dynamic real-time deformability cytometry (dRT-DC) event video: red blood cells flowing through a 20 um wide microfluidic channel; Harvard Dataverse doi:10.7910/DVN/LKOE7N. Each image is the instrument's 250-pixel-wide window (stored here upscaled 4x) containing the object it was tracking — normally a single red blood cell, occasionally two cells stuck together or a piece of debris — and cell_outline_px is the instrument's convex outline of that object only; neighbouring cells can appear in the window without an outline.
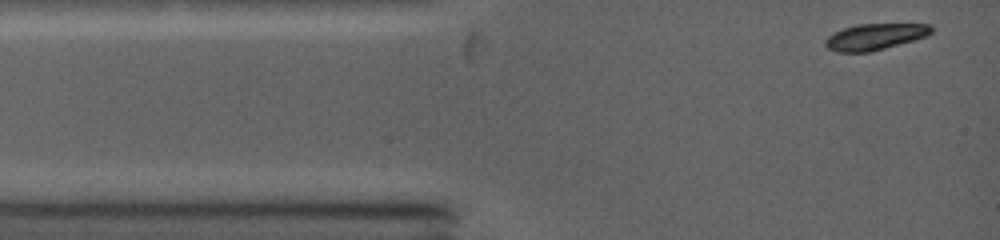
{"species": "common noctule bat (a hibernating species)", "species_latin": "Nyctalus noctula", "temperature_condition": "warm", "stored_images_in_passage": 40, "camera_frame_rate_fps": 5000, "um_per_image_px": 0.085, "animal": {"sex": "female", "body_mass_g": 19.0, "forearm_length_mm": 53.3}, "frame": {"image": 1, "passage_image": 1, "time_ms": 0.0, "image_size_px": [1000, 240], "cell_outline_px": [[932, 32], [928, 36], [872, 52], [836, 52], [828, 48], [824, 44], [824, 40], [828, 36], [844, 28], [856, 24], [932, 24]], "centroid_in_image_um": [74.38, 3.13], "position_along_channel_um": 10.6, "area_um2": 16.3}}
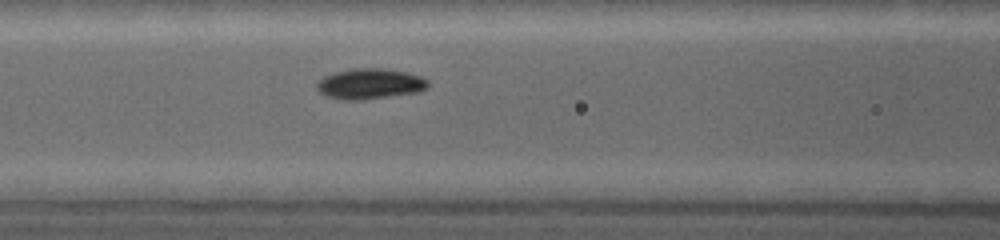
{"frame": {"image": 2, "passage_image": 16, "time_ms": 4.0, "image_size_px": [1000, 240], "cell_outline_px": [[428, 88], [420, 92], [360, 100], [344, 100], [324, 96], [316, 88], [316, 84], [324, 76], [336, 72], [356, 68], [384, 68], [404, 72], [420, 76], [428, 80]], "centroid_in_image_um": [31.44, 7.13], "position_along_channel_um": 135.2, "area_um2": 19.77}}
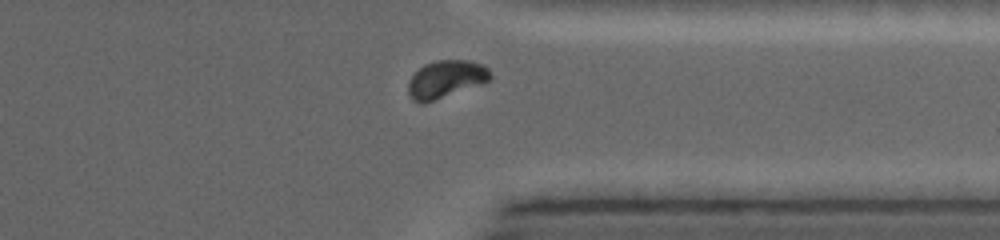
{"frame": {"image": 3, "passage_image": 36, "time_ms": 9.6, "image_size_px": [1000, 240], "cell_outline_px": [[492, 76], [488, 80], [480, 84], [424, 104], [420, 104], [412, 100], [408, 92], [408, 80], [424, 64], [436, 60], [468, 60], [484, 64], [488, 68]], "centroid_in_image_um": [37.87, 6.73], "position_along_channel_um": 373.5, "area_um2": 17.98}, "authors_computed_cell_mechanics": {"area_um2": 17.8024, "velocity_mm_per_s": 4.2693, "shape_relaxation_time_tau1_ms": 1.6264, "shape_relaxation_time_tau2_ms": null, "deformation_change_tau1": 0.1332, "deformation_change_tau2": null}}